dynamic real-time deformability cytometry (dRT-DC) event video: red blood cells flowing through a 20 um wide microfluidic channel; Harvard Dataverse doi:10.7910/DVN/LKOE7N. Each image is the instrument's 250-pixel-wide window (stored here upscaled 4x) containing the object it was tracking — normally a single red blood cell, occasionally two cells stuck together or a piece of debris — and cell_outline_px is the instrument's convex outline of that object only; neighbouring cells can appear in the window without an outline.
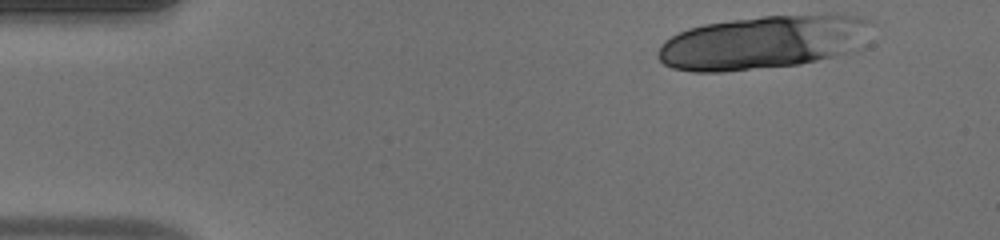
{"species": "human", "species_latin": "Homo sapiens", "temperature_condition": "warm", "stored_images_in_passage": 13, "camera_frame_rate_fps": 3000, "um_per_image_px": 0.085, "donor": {"sex": "male"}, "frame": {"image": 1, "passage_image": 1, "time_ms": 0.0, "image_size_px": [1000, 240], "cell_outline_px": [[868, 20], [844, 52], [832, 56], [800, 64], [720, 72], [692, 72], [672, 68], [664, 64], [656, 56], [660, 44], [664, 40], [688, 28], [704, 24], [732, 20], [764, 16], [856, 16]], "centroid_in_image_um": [64.51, 3.63], "position_along_channel_um": 20.5, "area_um2": 63.7}}